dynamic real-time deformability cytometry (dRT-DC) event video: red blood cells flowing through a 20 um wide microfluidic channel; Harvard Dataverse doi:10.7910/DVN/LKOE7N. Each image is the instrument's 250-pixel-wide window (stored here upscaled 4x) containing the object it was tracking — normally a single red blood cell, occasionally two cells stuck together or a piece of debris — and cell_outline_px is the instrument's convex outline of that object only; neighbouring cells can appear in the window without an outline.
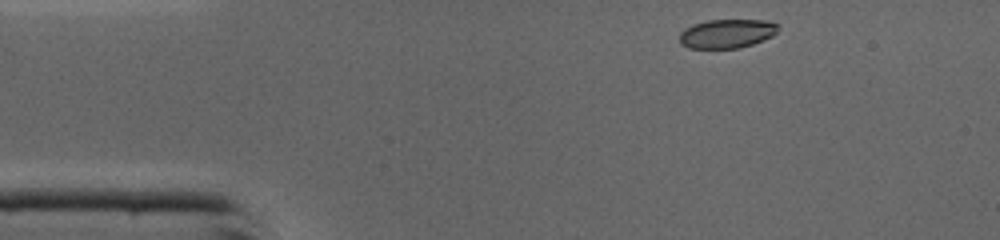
{"species": "common noctule bat (a hibernating species)", "species_latin": "Nyctalus noctula", "temperature_condition": "cold", "stored_images_in_passage": 40, "camera_frame_rate_fps": 3000, "um_per_image_px": 0.085, "animal": {"sex": "male", "body_mass_g": 19.0, "forearm_length_mm": 50.8}, "frame": {"image": 1, "passage_image": 1, "time_ms": 0.0, "image_size_px": [1000, 240], "cell_outline_px": [[776, 32], [772, 36], [752, 44], [736, 48], [688, 48], [680, 44], [680, 32], [684, 28], [692, 24], [708, 20], [768, 20], [776, 24]], "centroid_in_image_um": [61.73, 2.85], "position_along_channel_um": 23.3, "area_um2": 16.53}}
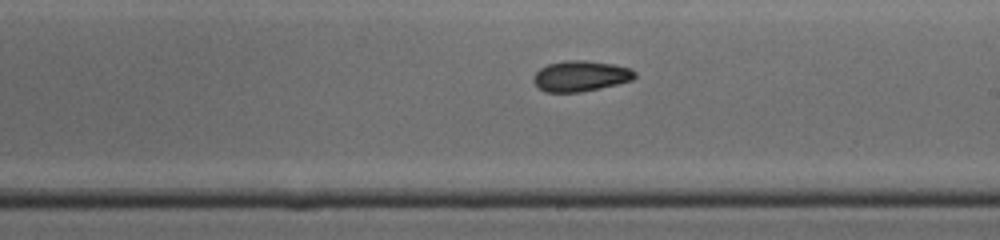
{"frame": {"image": 2, "passage_image": 20, "time_ms": 6.333, "image_size_px": [1000, 240], "cell_outline_px": [[636, 76], [632, 80], [600, 88], [580, 92], [544, 92], [532, 80], [536, 72], [540, 68], [548, 64], [568, 60], [584, 60], [616, 64], [632, 68], [636, 72]], "centroid_in_image_um": [49.38, 6.45], "position_along_channel_um": 239.6, "area_um2": 18.15}}
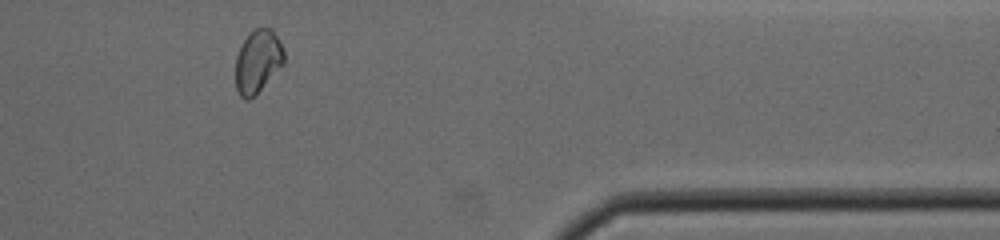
{"frame": {"image": 3, "passage_image": 32, "time_ms": 10.333, "image_size_px": [1000, 240], "cell_outline_px": [[284, 64], [248, 100], [244, 100], [240, 96], [236, 88], [236, 56], [244, 40], [256, 28], [272, 28], [284, 52]], "centroid_in_image_um": [21.9, 5.21], "position_along_channel_um": 389.5, "area_um2": 17.28}, "authors_computed_cell_mechanics": {"area_um2": 18.2359, "velocity_mm_per_s": 4.386, "shape_relaxation_time_tau1_ms": 4.1043, "shape_relaxation_time_tau2_ms": 5.9889, "deformation_change_tau1": 0.0929, "deformation_change_tau2": 0.0963}}